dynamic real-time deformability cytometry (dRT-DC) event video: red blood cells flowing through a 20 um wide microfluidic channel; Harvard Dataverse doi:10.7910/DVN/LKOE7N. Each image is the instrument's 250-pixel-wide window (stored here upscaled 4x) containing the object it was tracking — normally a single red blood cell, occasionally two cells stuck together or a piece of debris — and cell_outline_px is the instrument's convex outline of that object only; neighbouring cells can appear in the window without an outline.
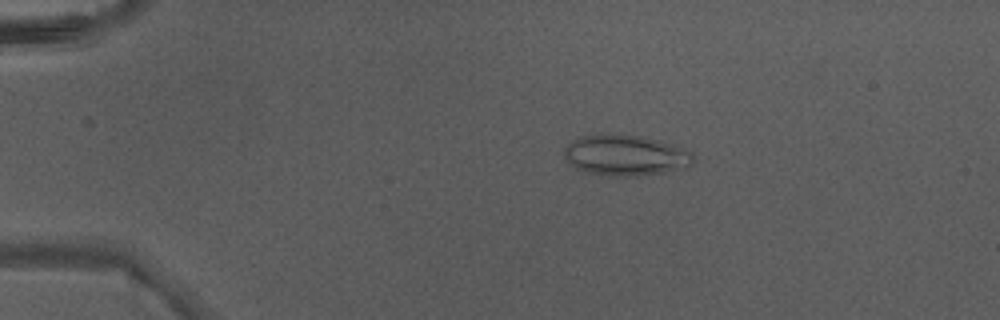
{"species": "Egyptian fruit bat (a non-hibernating species)", "species_latin": "Rousettus aegyptiacus", "temperature_condition": "warm", "stored_images_in_passage": 4, "camera_frame_rate_fps": 3000, "um_per_image_px": 0.085, "animal": {"sex": "male"}, "frame": {"image": 1, "passage_image": 1, "time_ms": 0.0, "image_size_px": [1000, 320], "cell_outline_px": [[696, 156], [692, 164], [688, 168], [664, 172], [636, 176], [612, 176], [584, 172], [572, 168], [568, 164], [564, 156], [564, 148], [572, 140], [580, 136], [640, 136], [688, 148]], "centroid_in_image_um": [53.2, 13.24], "position_along_channel_um": 31.8, "area_um2": 30.69}}